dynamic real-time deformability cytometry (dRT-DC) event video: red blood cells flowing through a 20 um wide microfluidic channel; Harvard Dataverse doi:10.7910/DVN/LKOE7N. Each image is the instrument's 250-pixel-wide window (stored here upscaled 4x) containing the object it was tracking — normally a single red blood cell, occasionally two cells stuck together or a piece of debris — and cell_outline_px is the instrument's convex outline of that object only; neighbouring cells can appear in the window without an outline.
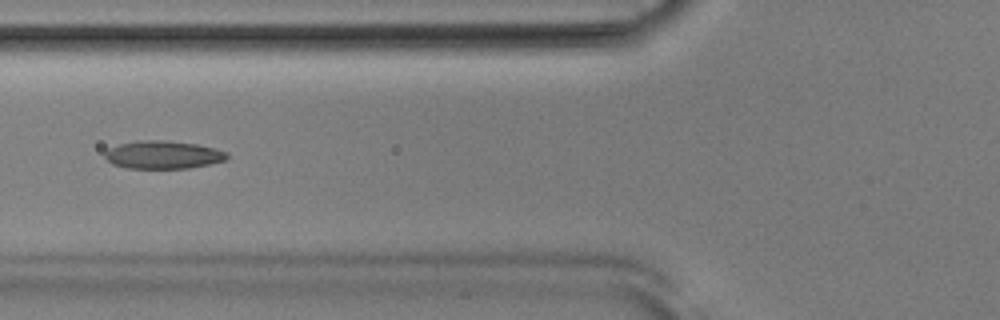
{"species": "Egyptian fruit bat (a non-hibernating species)", "species_latin": "Rousettus aegyptiacus", "temperature_condition": "room temperature", "stored_images_in_passage": 51, "camera_frame_rate_fps": 3000, "um_per_image_px": 0.085, "animal": {"sex": "male"}, "frame": {"image": 1, "passage_image": 19, "time_ms": 6.0, "image_size_px": [1000, 320], "cell_outline_px": [[228, 160], [188, 168], [128, 168], [112, 164], [104, 156], [104, 152], [108, 148], [120, 144], [136, 140], [164, 140], [196, 144], [216, 148], [228, 152]], "centroid_in_image_um": [13.87, 13.15], "position_along_channel_um": 111.9, "area_um2": 20.0}}
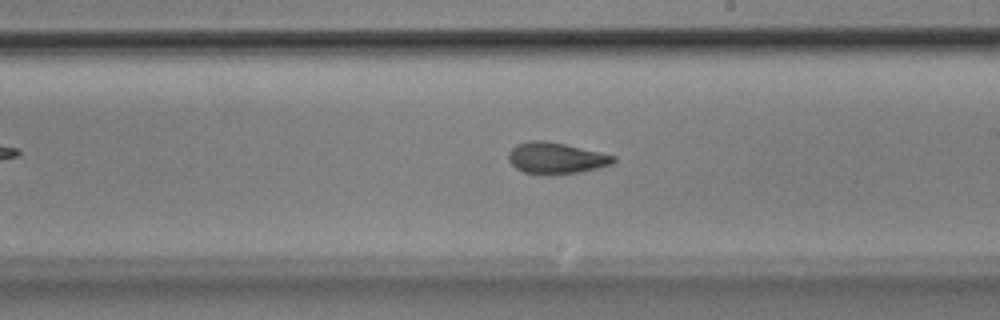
{"frame": {"image": 2, "passage_image": 29, "time_ms": 9.333, "image_size_px": [1000, 320], "cell_outline_px": [[616, 160], [612, 164], [580, 172], [552, 176], [524, 172], [516, 168], [508, 160], [508, 152], [516, 144], [528, 140], [544, 140], [564, 144], [616, 156]], "centroid_in_image_um": [47.23, 13.45], "position_along_channel_um": 241.8, "area_um2": 19.31}}
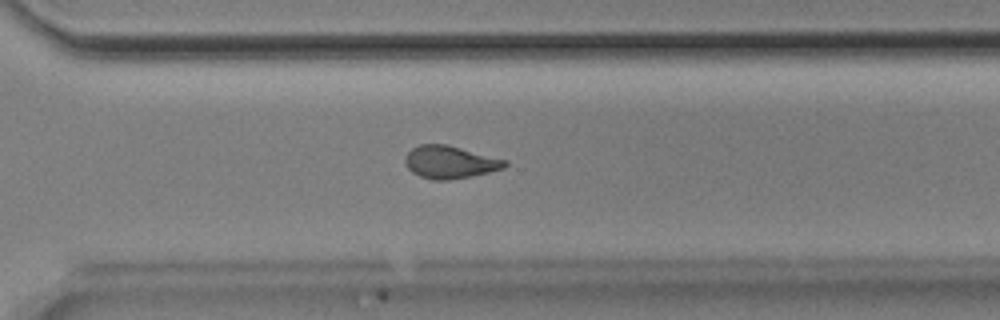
{"frame": {"image": 3, "passage_image": 36, "time_ms": 11.667, "image_size_px": [1000, 320], "cell_outline_px": [[508, 164], [504, 168], [472, 176], [448, 180], [432, 180], [420, 176], [412, 172], [408, 168], [404, 160], [404, 156], [412, 148], [420, 144], [448, 144], [508, 160]], "centroid_in_image_um": [38.25, 13.77], "position_along_channel_um": 332.3, "area_um2": 19.13}, "authors_computed_cell_mechanics": {"area_um2": 19.3052, "velocity_mm_per_s": 3.9048, "shape_relaxation_time_tau1_ms": 6.5063, "shape_relaxation_time_tau2_ms": 2.3047, "deformation_change_tau1": 0.1702, "deformation_change_tau2": 0.0848}}